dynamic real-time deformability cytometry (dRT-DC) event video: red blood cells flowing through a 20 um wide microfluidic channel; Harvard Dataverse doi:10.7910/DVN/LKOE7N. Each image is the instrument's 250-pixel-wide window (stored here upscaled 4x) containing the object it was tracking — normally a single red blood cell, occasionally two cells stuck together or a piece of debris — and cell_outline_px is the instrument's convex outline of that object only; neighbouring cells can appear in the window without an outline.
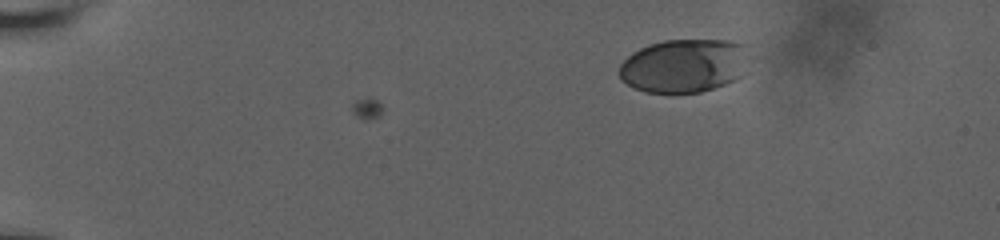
{"species": "human", "species_latin": "Homo sapiens", "temperature_condition": "room temperature", "stored_images_in_passage": 4, "camera_frame_rate_fps": 3000, "um_per_image_px": 0.085, "donor": {"sex": "male"}, "frame": {"image": 1, "passage_image": 4, "time_ms": 1.0, "image_size_px": [1000, 240], "cell_outline_px": [[748, 48], [740, 76], [724, 84], [700, 92], [644, 92], [620, 80], [620, 64], [632, 52], [648, 44], [664, 40], [728, 40], [748, 44]], "centroid_in_image_um": [58.11, 5.56], "position_along_channel_um": 26.9, "area_um2": 40.23}}